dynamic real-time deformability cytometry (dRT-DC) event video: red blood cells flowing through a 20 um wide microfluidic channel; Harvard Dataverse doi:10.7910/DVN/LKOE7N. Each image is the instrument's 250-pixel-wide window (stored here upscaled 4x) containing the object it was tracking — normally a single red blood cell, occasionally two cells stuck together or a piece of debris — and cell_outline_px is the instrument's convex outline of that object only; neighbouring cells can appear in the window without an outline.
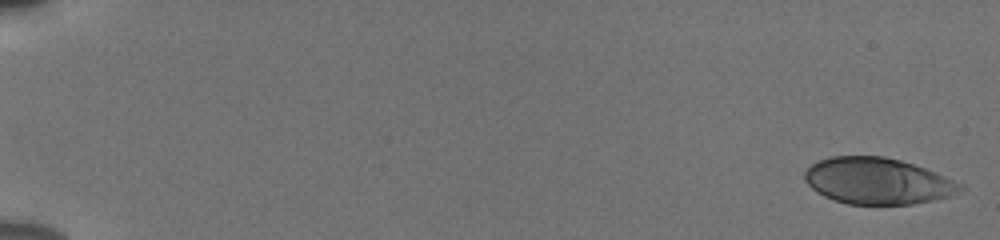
{"species": "human", "species_latin": "Homo sapiens", "temperature_condition": "cold", "stored_images_in_passage": 54, "camera_frame_rate_fps": 3000, "um_per_image_px": 0.085, "donor": {"sex": "male"}, "frame": {"image": 1, "passage_image": 1, "time_ms": 0.0, "image_size_px": [1000, 240], "cell_outline_px": [[964, 192], [932, 200], [912, 204], [848, 204], [824, 196], [816, 192], [804, 180], [804, 172], [812, 164], [820, 160], [832, 156], [884, 156], [900, 160], [924, 168], [964, 184]], "centroid_in_image_um": [74.6, 15.39], "position_along_channel_um": 10.4, "area_um2": 41.91}}
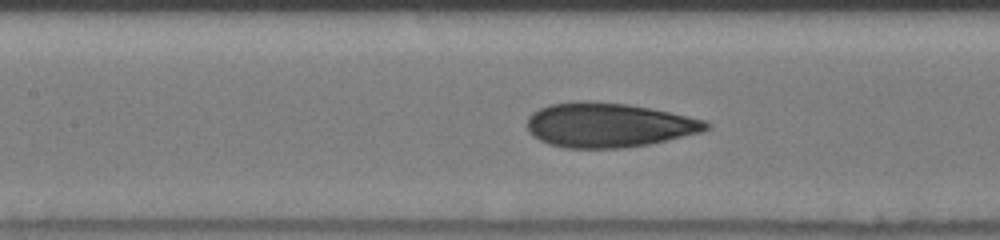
{"frame": {"image": 2, "passage_image": 27, "time_ms": 8.667, "image_size_px": [1000, 240], "cell_outline_px": [[712, 124], [708, 128], [700, 132], [648, 144], [620, 148], [564, 148], [548, 144], [532, 136], [528, 132], [528, 116], [532, 112], [548, 104], [580, 100], [592, 100], [628, 104], [688, 116], [704, 120]], "centroid_in_image_um": [51.66, 10.62], "position_along_channel_um": 155.7, "area_um2": 46.41}}
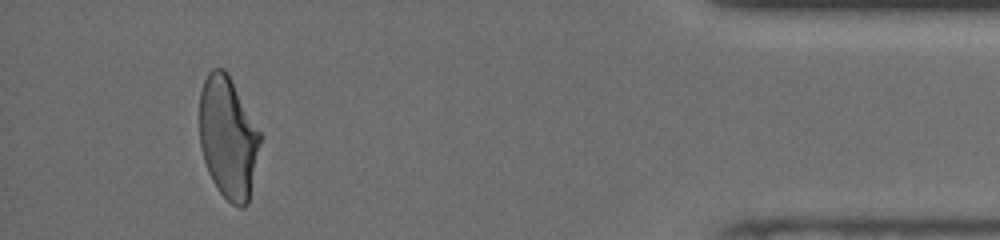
{"frame": {"image": 3, "passage_image": 51, "time_ms": 16.667, "image_size_px": [1000, 240], "cell_outline_px": [[264, 136], [248, 204], [244, 208], [240, 208], [232, 204], [220, 192], [212, 180], [208, 172], [204, 160], [200, 144], [200, 92], [204, 80], [208, 72], [212, 68], [224, 68], [228, 72]], "centroid_in_image_um": [19.44, 11.68], "position_along_channel_um": 415.8, "area_um2": 44.04}, "authors_computed_cell_mechanics": {"area_um2": 44.9684, "velocity_mm_per_s": 3.8653, "shape_relaxation_time_tau1_ms": 4.3766, "shape_relaxation_time_tau2_ms": 0.9747, "deformation_change_tau1": 0.1683, "deformation_change_tau2": 0.0735}}